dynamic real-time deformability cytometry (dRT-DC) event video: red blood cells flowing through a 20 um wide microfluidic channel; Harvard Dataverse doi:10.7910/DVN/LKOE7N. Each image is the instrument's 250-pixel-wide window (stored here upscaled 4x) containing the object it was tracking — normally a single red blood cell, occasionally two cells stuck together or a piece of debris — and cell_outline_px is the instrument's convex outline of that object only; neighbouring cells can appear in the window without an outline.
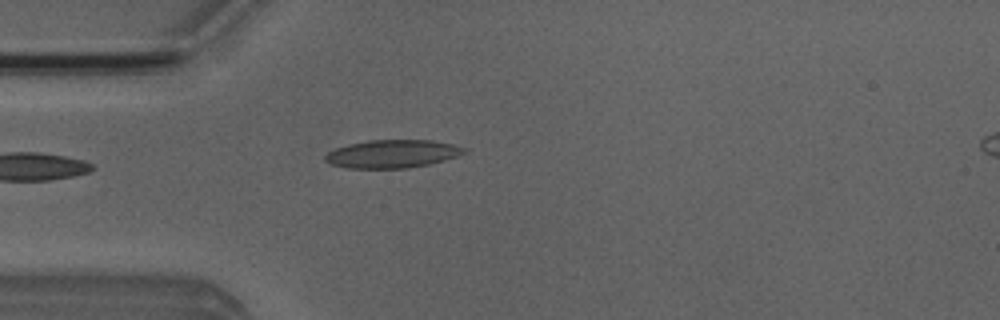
{"species": "Egyptian fruit bat (a non-hibernating species)", "species_latin": "Rousettus aegyptiacus", "temperature_condition": "room temperature", "stored_images_in_passage": 3, "camera_frame_rate_fps": 3000, "um_per_image_px": 0.085, "animal": {"sex": "male"}, "frame": {"image": 1, "passage_image": 3, "time_ms": 2.333, "image_size_px": [1000, 320], "cell_outline_px": [[464, 152], [456, 156], [444, 160], [428, 164], [408, 168], [348, 168], [332, 164], [324, 160], [324, 156], [328, 152], [336, 148], [348, 144], [368, 140], [432, 140], [452, 144], [464, 148]], "centroid_in_image_um": [33.3, 13.07], "position_along_channel_um": 51.7, "area_um2": 22.48}}